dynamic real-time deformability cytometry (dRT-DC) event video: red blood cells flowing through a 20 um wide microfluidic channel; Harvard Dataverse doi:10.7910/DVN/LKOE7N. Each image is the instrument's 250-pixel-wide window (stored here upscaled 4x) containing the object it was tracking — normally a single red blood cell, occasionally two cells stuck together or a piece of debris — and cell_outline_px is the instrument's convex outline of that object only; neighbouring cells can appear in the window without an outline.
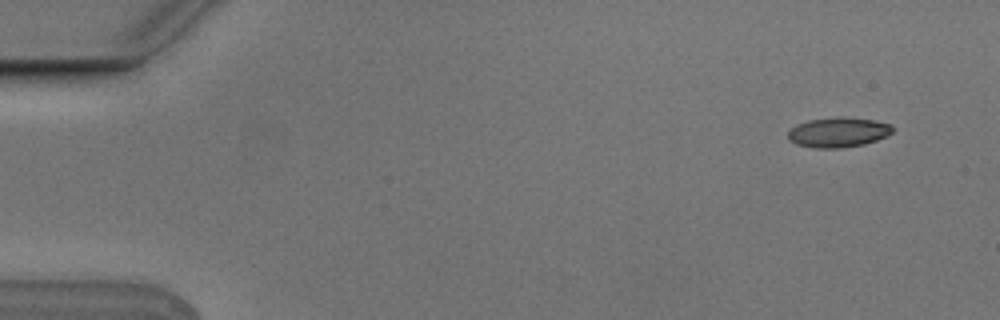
{"species": "Egyptian fruit bat (a non-hibernating species)", "species_latin": "Rousettus aegyptiacus", "temperature_condition": "cold", "stored_images_in_passage": 4, "camera_frame_rate_fps": 3000, "um_per_image_px": 0.085, "animal": {"sex": "male"}, "frame": {"image": 1, "passage_image": 1, "time_ms": 0.0, "image_size_px": [1000, 320], "cell_outline_px": [[892, 132], [876, 140], [864, 144], [840, 148], [816, 148], [796, 144], [788, 140], [788, 132], [796, 124], [808, 120], [836, 116], [844, 116], [872, 120], [892, 124]], "centroid_in_image_um": [71.21, 11.23], "position_along_channel_um": 13.8, "area_um2": 18.26}}